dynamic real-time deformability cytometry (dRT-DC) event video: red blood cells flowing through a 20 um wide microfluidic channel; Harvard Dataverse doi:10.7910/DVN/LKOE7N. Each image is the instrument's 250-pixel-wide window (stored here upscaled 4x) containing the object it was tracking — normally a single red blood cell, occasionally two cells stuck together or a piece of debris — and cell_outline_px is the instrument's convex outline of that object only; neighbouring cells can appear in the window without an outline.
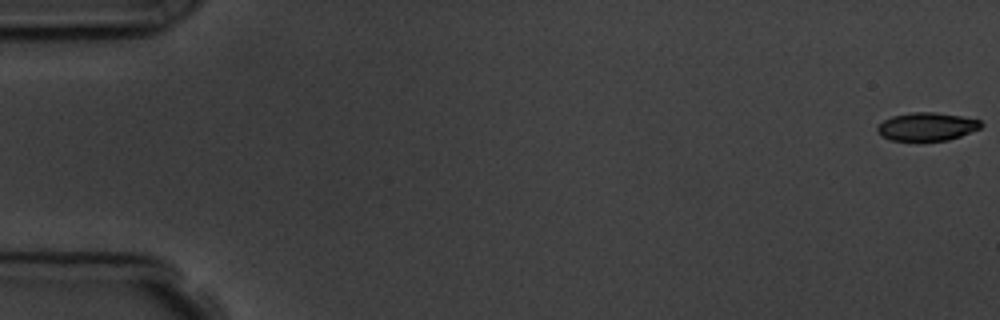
{"species": "common noctule bat (a hibernating species)", "species_latin": "Nyctalus noctula", "temperature_condition": "room temperature", "stored_images_in_passage": 5, "camera_frame_rate_fps": 3000, "um_per_image_px": 0.085, "animal": {"sex": "male", "body_mass_g": 19.5, "forearm_length_mm": 54.6}, "frame": {"image": 1, "passage_image": 1, "time_ms": 0.0, "image_size_px": [1000, 320], "cell_outline_px": [[984, 124], [980, 128], [960, 136], [948, 140], [892, 140], [876, 132], [876, 128], [884, 120], [892, 116], [912, 112], [936, 112], [960, 116], [980, 120]], "centroid_in_image_um": [78.79, 10.75], "position_along_channel_um": 6.2, "area_um2": 16.82}}
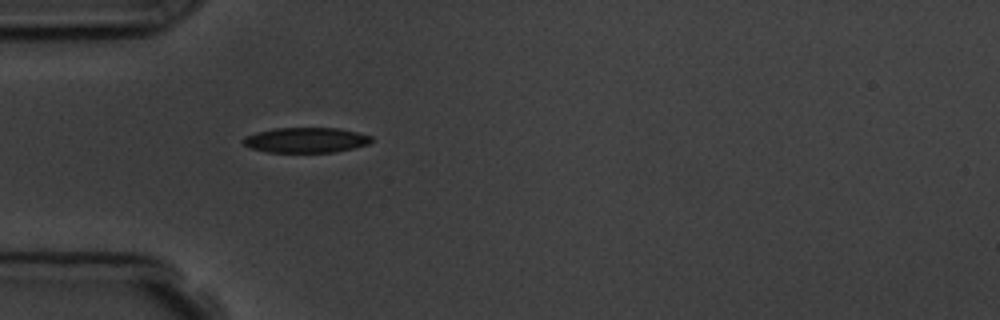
{"frame": {"image": 2, "passage_image": 5, "time_ms": 5.333, "image_size_px": [1000, 320], "cell_outline_px": [[372, 140], [368, 144], [352, 148], [332, 152], [268, 152], [252, 148], [244, 144], [244, 136], [256, 132], [276, 128], [340, 128], [372, 136]], "centroid_in_image_um": [26.0, 11.9], "position_along_channel_um": 59.0, "area_um2": 18.61}}